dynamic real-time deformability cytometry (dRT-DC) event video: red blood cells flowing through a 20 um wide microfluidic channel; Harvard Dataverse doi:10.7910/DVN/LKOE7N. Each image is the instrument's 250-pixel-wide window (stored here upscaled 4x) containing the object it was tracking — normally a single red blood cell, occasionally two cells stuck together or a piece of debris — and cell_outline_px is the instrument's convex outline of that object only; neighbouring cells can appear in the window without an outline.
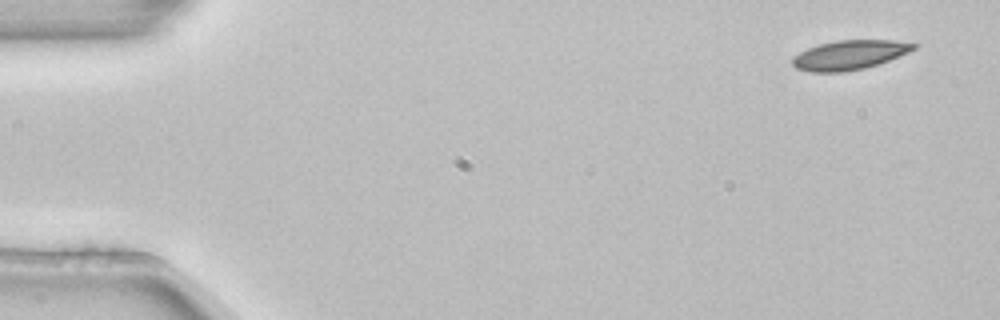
{"species": "common noctule bat (a hibernating species)", "species_latin": "Nyctalus noctula", "temperature_condition": "room temperature", "stored_images_in_passage": 4, "camera_frame_rate_fps": 3000, "um_per_image_px": 0.085, "animal": {"sex": "female", "body_mass_g": 22.7, "forearm_length_mm": 54.2}, "frame": {"image": 1, "passage_image": 1, "time_ms": 0.0, "image_size_px": [1000, 320], "cell_outline_px": [[920, 44], [916, 48], [908, 52], [880, 64], [864, 68], [840, 72], [812, 72], [796, 68], [792, 64], [792, 56], [808, 48], [820, 44], [836, 40], [892, 40]], "centroid_in_image_um": [72.21, 4.67], "position_along_channel_um": 12.8, "area_um2": 20.75}}
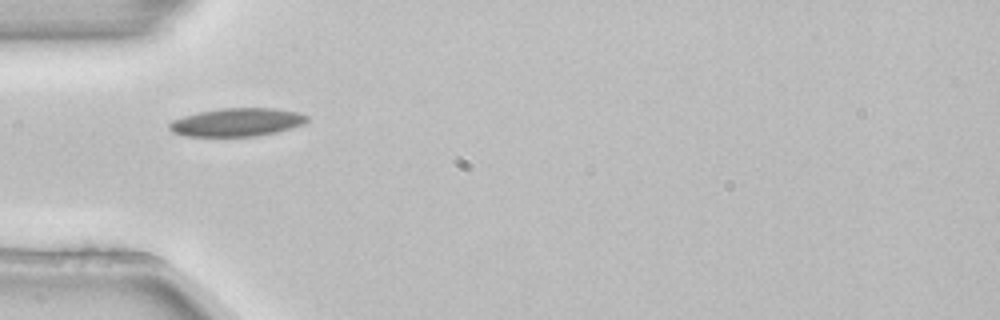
{"frame": {"image": 2, "passage_image": 4, "time_ms": 1.0, "image_size_px": [1000, 320], "cell_outline_px": [[308, 120], [304, 124], [276, 132], [256, 136], [184, 136], [172, 132], [168, 128], [168, 124], [172, 120], [184, 116], [200, 112], [224, 108], [276, 108], [296, 112], [308, 116]], "centroid_in_image_um": [20.13, 10.39], "position_along_channel_um": 64.9, "area_um2": 22.54}}